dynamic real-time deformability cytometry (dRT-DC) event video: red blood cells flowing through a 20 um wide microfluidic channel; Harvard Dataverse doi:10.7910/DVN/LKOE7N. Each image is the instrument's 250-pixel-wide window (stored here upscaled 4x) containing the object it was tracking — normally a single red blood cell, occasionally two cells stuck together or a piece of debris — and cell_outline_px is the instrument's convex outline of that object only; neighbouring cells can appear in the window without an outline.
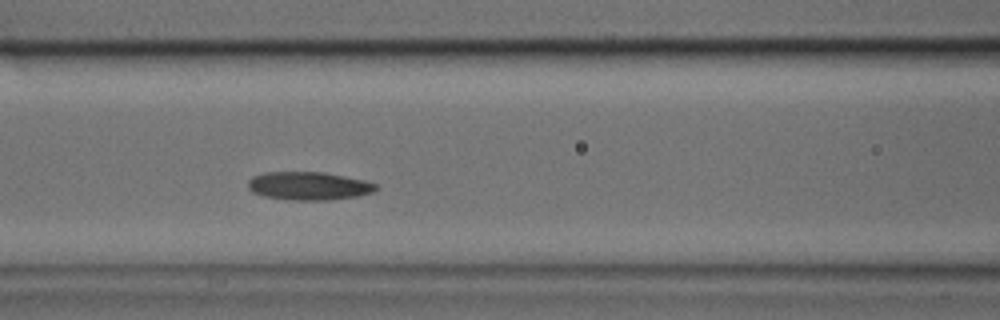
{"species": "common noctule bat (a hibernating species)", "species_latin": "Nyctalus noctula", "temperature_condition": "cold", "stored_images_in_passage": 28, "camera_frame_rate_fps": 3000, "um_per_image_px": 0.085, "animal": {"sex": "male", "body_mass_g": 17.9, "forearm_length_mm": 54.2}, "frame": {"image": 1, "passage_image": 9, "time_ms": 2.667, "image_size_px": [1000, 320], "cell_outline_px": [[380, 188], [372, 192], [356, 196], [332, 200], [292, 200], [264, 196], [252, 192], [248, 188], [248, 180], [252, 176], [268, 172], [324, 172], [364, 180], [376, 184]], "centroid_in_image_um": [26.24, 15.8], "position_along_channel_um": 140.4, "area_um2": 21.04}}